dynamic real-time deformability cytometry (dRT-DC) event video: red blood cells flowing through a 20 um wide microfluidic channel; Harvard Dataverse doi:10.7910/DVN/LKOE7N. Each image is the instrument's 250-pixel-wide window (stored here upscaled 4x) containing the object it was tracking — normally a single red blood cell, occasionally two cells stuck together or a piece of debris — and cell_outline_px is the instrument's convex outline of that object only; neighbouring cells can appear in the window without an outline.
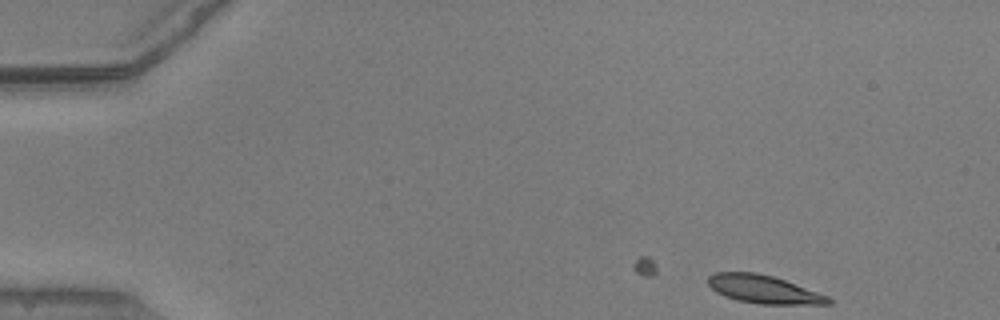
{"species": "common noctule bat (a hibernating species)", "species_latin": "Nyctalus noctula", "temperature_condition": "warm", "stored_images_in_passage": 9, "camera_frame_rate_fps": 3000, "um_per_image_px": 0.085, "animal": {"sex": "male", "body_mass_g": 20.5, "forearm_length_mm": 52.5}, "frame": {"image": 1, "passage_image": 1, "time_ms": 0.0, "image_size_px": [1000, 320], "cell_outline_px": [[832, 304], [760, 304], [736, 300], [724, 296], [716, 292], [708, 284], [708, 276], [716, 272], [756, 272], [772, 276], [784, 280], [828, 296], [832, 300]], "centroid_in_image_um": [64.88, 24.59], "position_along_channel_um": 20.1, "area_um2": 19.59}}